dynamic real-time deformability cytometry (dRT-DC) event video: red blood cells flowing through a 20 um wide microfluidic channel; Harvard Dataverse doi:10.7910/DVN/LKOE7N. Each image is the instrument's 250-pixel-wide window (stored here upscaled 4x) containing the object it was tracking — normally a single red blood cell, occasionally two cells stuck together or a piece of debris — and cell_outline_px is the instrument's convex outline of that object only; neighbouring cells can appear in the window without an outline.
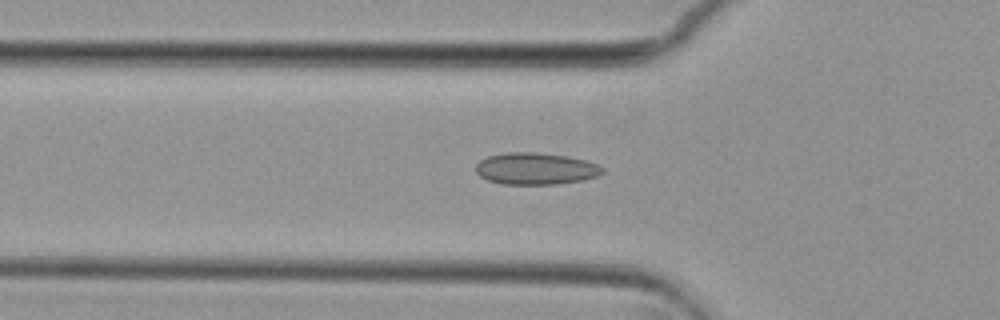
{"species": "common noctule bat (a hibernating species)", "species_latin": "Nyctalus noctula", "temperature_condition": "cold", "stored_images_in_passage": 47, "camera_frame_rate_fps": 3000, "um_per_image_px": 0.085, "animal": {"sex": "female", "body_mass_g": 29.2, "forearm_length_mm": 56.3}, "frame": {"image": 1, "passage_image": 18, "time_ms": 5.667, "image_size_px": [1000, 320], "cell_outline_px": [[604, 172], [596, 176], [580, 180], [556, 184], [500, 184], [488, 180], [480, 176], [476, 172], [476, 164], [480, 160], [488, 156], [504, 152], [532, 152], [568, 156], [584, 160], [596, 164], [604, 168]], "centroid_in_image_um": [45.49, 14.33], "position_along_channel_um": 80.3, "area_um2": 23.41}}
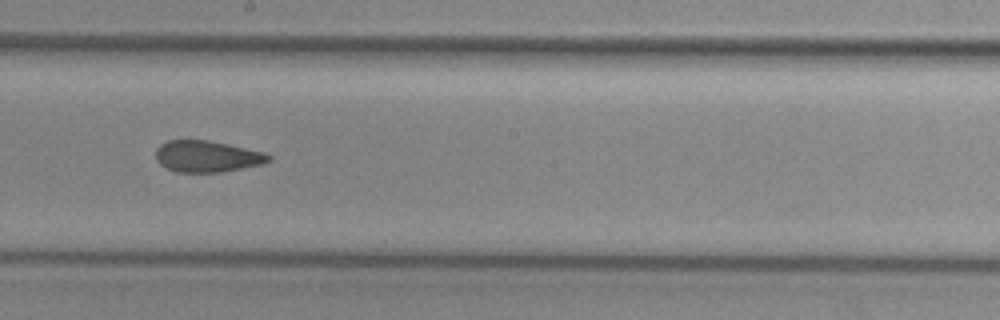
{"frame": {"image": 2, "passage_image": 30, "time_ms": 9.667, "image_size_px": [1000, 320], "cell_outline_px": [[272, 160], [264, 164], [224, 172], [176, 172], [160, 164], [156, 160], [156, 148], [160, 144], [168, 140], [208, 140], [228, 144], [264, 152], [272, 156]], "centroid_in_image_um": [17.63, 13.3], "position_along_channel_um": 230.6, "area_um2": 20.87}}
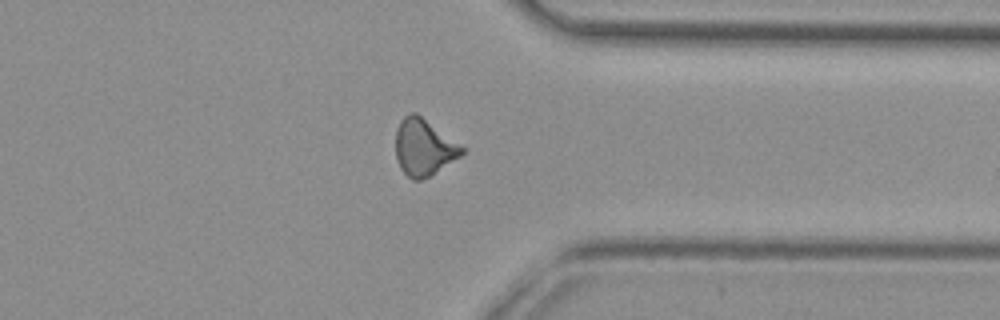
{"frame": {"image": 3, "passage_image": 42, "time_ms": 13.667, "image_size_px": [1000, 320], "cell_outline_px": [[464, 152], [460, 156], [428, 176], [420, 180], [412, 180], [400, 168], [396, 156], [396, 128], [400, 120], [404, 116], [412, 112], [416, 112], [464, 148]], "centroid_in_image_um": [35.98, 12.51], "position_along_channel_um": 375.4, "area_um2": 21.39}, "authors_computed_cell_mechanics": {"area_um2": 21.7328, "velocity_mm_per_s": 3.7431, "shape_relaxation_time_tau1_ms": null, "shape_relaxation_time_tau2_ms": 2.5029, "deformation_change_tau1": null, "deformation_change_tau2": 0.0674}}